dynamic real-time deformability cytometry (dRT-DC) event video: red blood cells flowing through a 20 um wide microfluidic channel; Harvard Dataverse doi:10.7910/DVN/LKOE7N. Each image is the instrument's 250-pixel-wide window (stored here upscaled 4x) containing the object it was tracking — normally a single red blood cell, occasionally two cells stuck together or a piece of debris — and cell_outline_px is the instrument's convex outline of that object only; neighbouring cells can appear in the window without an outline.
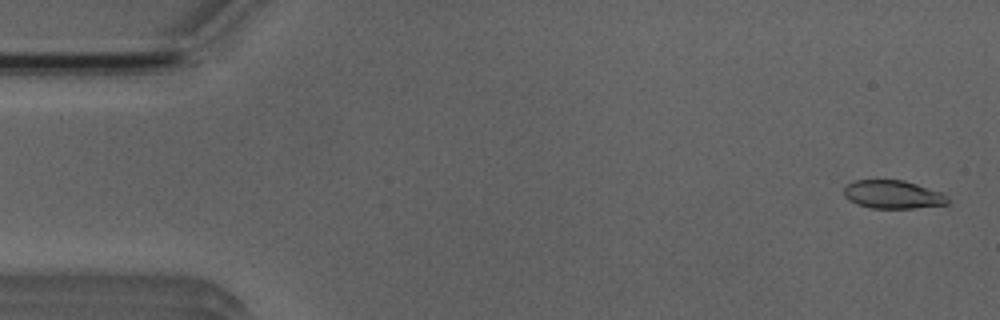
{"species": "Egyptian fruit bat (a non-hibernating species)", "species_latin": "Rousettus aegyptiacus", "temperature_condition": "room temperature", "stored_images_in_passage": 6, "camera_frame_rate_fps": 3000, "um_per_image_px": 0.085, "animal": {"sex": "male"}, "frame": {"image": 1, "passage_image": 1, "time_ms": 0.0, "image_size_px": [1000, 320], "cell_outline_px": [[948, 204], [912, 208], [872, 208], [856, 204], [848, 200], [844, 196], [844, 188], [848, 184], [856, 180], [904, 180], [944, 192], [948, 196]], "centroid_in_image_um": [75.92, 16.53], "position_along_channel_um": 9.1, "area_um2": 17.22}}
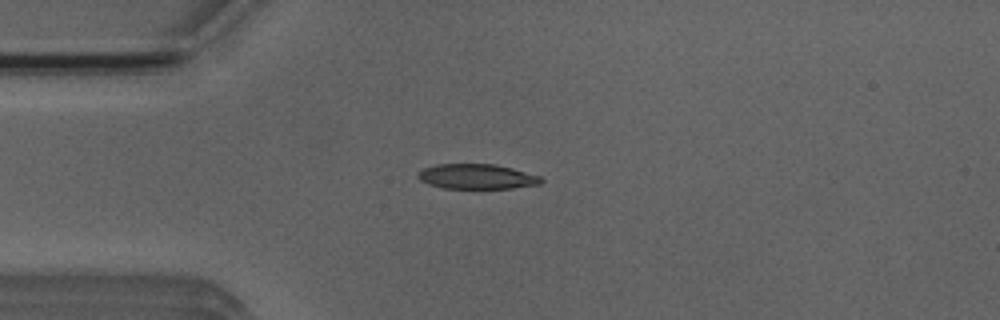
{"frame": {"image": 2, "passage_image": 4, "time_ms": 3.667, "image_size_px": [1000, 320], "cell_outline_px": [[544, 180], [540, 184], [512, 188], [444, 188], [428, 184], [420, 180], [416, 176], [424, 168], [436, 164], [496, 164], [512, 168], [540, 176]], "centroid_in_image_um": [40.54, 15.0], "position_along_channel_um": 44.5, "area_um2": 17.86}}